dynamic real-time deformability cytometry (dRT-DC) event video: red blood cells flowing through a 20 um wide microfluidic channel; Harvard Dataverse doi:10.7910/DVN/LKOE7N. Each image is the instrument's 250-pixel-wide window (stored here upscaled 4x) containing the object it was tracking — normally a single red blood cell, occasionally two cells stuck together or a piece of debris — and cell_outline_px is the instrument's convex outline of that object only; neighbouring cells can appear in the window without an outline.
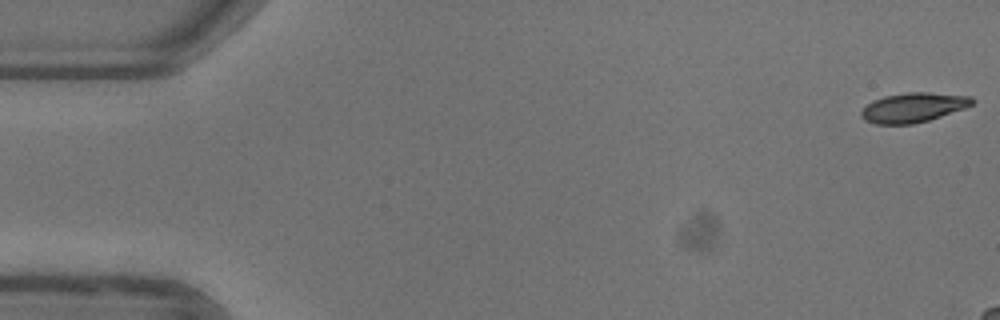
{"species": "common noctule bat (a hibernating species)", "species_latin": "Nyctalus noctula", "temperature_condition": "warm", "stored_images_in_passage": 10, "camera_frame_rate_fps": 3000, "um_per_image_px": 0.085, "animal": {"sex": "female"}, "frame": {"image": 1, "passage_image": 1, "time_ms": 0.0, "image_size_px": [1000, 320], "cell_outline_px": [[976, 100], [972, 104], [964, 108], [928, 120], [912, 124], [876, 124], [864, 120], [860, 116], [860, 112], [872, 100], [884, 96], [908, 92], [928, 92], [972, 96]], "centroid_in_image_um": [77.62, 9.13], "position_along_channel_um": 7.4, "area_um2": 19.07}}